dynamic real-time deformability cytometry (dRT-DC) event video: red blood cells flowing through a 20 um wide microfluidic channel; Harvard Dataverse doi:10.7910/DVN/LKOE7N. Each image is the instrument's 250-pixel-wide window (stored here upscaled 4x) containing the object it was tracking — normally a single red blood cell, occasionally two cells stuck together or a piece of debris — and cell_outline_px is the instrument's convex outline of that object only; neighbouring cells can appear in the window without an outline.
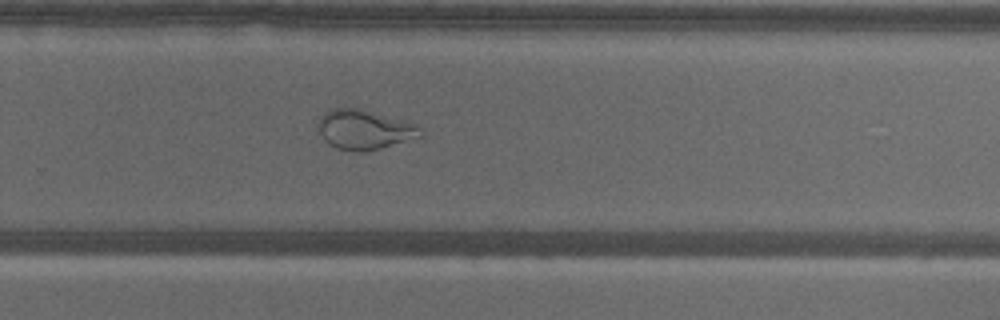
{"species": "common noctule bat (a hibernating species)", "species_latin": "Nyctalus noctula", "temperature_condition": "warm", "stored_images_in_passage": 42, "camera_frame_rate_fps": 3000, "um_per_image_px": 0.085, "animal": {"sex": "male", "body_mass_g": 18.8}, "frame": {"image": 1, "passage_image": 22, "time_ms": 7.0, "image_size_px": [1000, 320], "cell_outline_px": [[424, 136], [380, 148], [360, 152], [356, 152], [336, 148], [328, 144], [324, 140], [316, 128], [316, 116], [332, 108], [360, 108], [416, 124], [424, 128]], "centroid_in_image_um": [30.93, 11.01], "position_along_channel_um": 298.9, "area_um2": 24.16}}
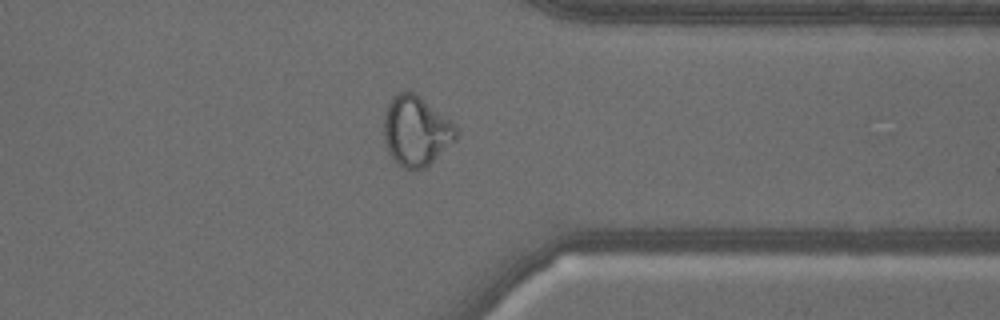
{"frame": {"image": 2, "passage_image": 29, "time_ms": 9.333, "image_size_px": [1000, 320], "cell_outline_px": [[456, 140], [424, 168], [404, 168], [388, 152], [384, 140], [384, 116], [388, 104], [392, 96], [404, 88], [408, 88], [416, 92], [456, 124]], "centroid_in_image_um": [35.36, 11.05], "position_along_channel_um": 376.0, "area_um2": 29.59}}
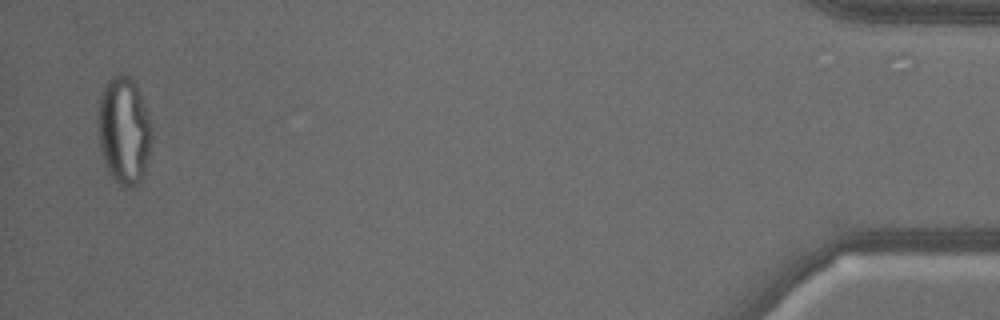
{"frame": {"image": 3, "passage_image": 40, "time_ms": 13.0, "image_size_px": [1000, 320], "cell_outline_px": [[152, 132], [148, 156], [144, 172], [140, 180], [132, 188], [124, 188], [108, 172], [104, 164], [100, 152], [96, 128], [96, 120], [100, 92], [104, 84], [116, 72], [124, 72], [132, 76], [136, 84], [152, 124]], "centroid_in_image_um": [10.49, 11.02], "position_along_channel_um": 424.7, "area_um2": 34.62}, "authors_computed_cell_mechanics": {"area_um2": 28.3798, "velocity_mm_per_s": 3.4941, "shape_relaxation_time_tau1_ms": null, "shape_relaxation_time_tau2_ms": 0.9222, "deformation_change_tau1": null, "deformation_change_tau2": 0.075}}